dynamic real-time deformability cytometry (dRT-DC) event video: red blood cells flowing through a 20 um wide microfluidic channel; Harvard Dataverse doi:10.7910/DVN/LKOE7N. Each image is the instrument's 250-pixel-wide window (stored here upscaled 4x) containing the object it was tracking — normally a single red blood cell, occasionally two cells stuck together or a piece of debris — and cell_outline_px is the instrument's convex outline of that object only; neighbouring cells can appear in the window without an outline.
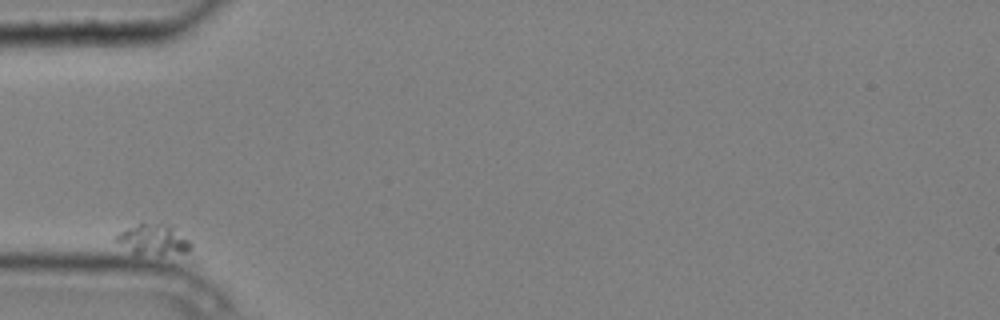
{"species": "common noctule bat (a hibernating species)", "species_latin": "Nyctalus noctula", "temperature_condition": "cold", "stored_images_in_passage": 8, "camera_frame_rate_fps": 3000, "um_per_image_px": 0.085, "animal": {"sex": "male", "body_mass_g": 20.4}, "frame": {"image": 1, "passage_image": 1, "time_ms": 0.0, "image_size_px": [1000, 320], "cell_outline_px": [[192, 248], [188, 252], [132, 252], [112, 240], [112, 236], [128, 228], [140, 224], [160, 224], [172, 228], [188, 240], [192, 244]], "centroid_in_image_um": [12.95, 20.34], "position_along_channel_um": 72.1, "area_um2": 12.31}}
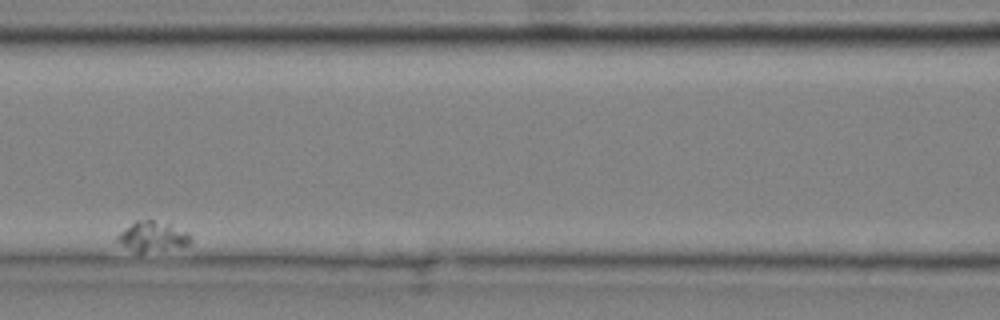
{"frame": {"image": 2, "passage_image": 4, "time_ms": 1.0, "image_size_px": [1000, 320], "cell_outline_px": [[192, 240], [188, 244], [140, 252], [136, 252], [116, 240], [116, 236], [120, 232], [136, 220], [152, 220], [168, 224], [188, 232], [192, 236]], "centroid_in_image_um": [12.95, 20.06], "position_along_channel_um": 153.7, "area_um2": 12.14}}
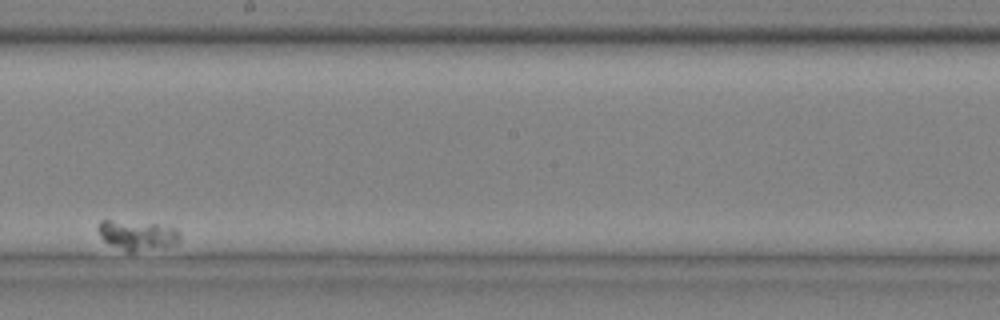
{"frame": {"image": 3, "passage_image": 7, "time_ms": 2.0, "image_size_px": [1000, 320], "cell_outline_px": [[180, 236], [172, 244], [132, 252], [128, 252], [104, 240], [100, 236], [96, 228], [100, 220], [108, 220], [156, 224], [176, 228]], "centroid_in_image_um": [11.59, 19.96], "position_along_channel_um": 236.6, "area_um2": 13.53}}